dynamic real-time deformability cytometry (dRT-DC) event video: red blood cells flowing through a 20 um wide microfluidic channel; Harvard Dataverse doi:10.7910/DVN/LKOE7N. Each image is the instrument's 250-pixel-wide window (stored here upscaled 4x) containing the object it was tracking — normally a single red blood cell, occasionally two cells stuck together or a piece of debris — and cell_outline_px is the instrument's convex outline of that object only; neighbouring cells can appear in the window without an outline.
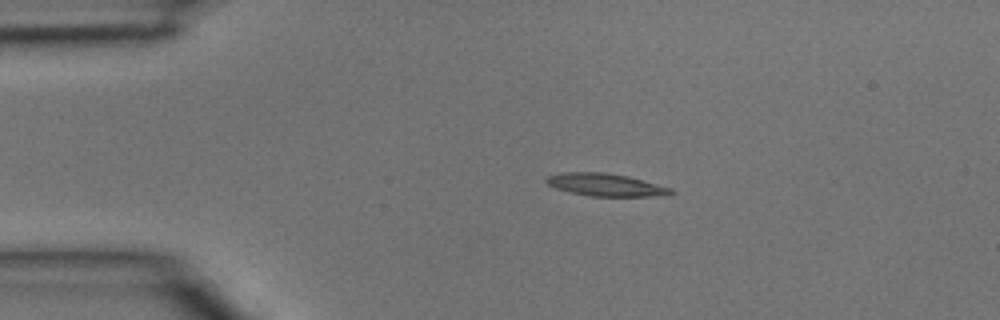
{"species": "common noctule bat (a hibernating species)", "species_latin": "Nyctalus noctula", "temperature_condition": "room temperature", "stored_images_in_passage": 3, "camera_frame_rate_fps": 3000, "um_per_image_px": 0.085, "animal": {"sex": "male", "body_mass_g": 15.6}, "frame": {"image": 1, "passage_image": 2, "time_ms": 0.333, "image_size_px": [1000, 320], "cell_outline_px": [[676, 192], [648, 196], [592, 196], [568, 192], [556, 188], [548, 184], [544, 180], [548, 176], [560, 172], [604, 172], [628, 176], [672, 188]], "centroid_in_image_um": [51.42, 15.69], "position_along_channel_um": 33.6, "area_um2": 16.24}}